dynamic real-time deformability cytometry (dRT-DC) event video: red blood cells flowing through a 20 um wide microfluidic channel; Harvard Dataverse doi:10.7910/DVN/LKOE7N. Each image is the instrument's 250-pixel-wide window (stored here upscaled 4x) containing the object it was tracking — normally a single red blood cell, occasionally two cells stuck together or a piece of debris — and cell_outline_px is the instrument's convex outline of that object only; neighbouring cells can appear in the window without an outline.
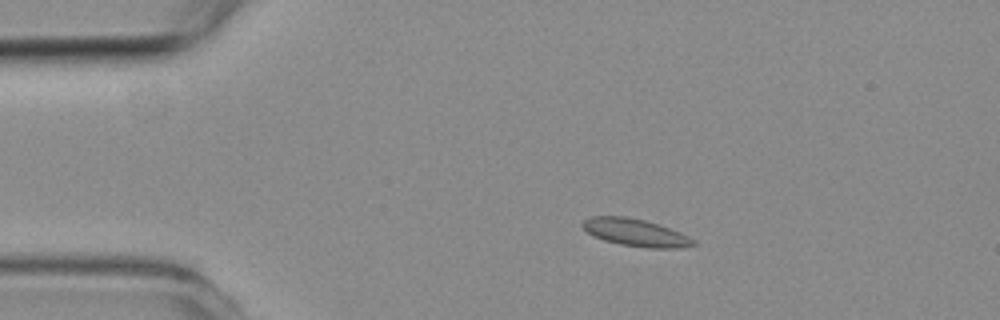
{"species": "common noctule bat (a hibernating species)", "species_latin": "Nyctalus noctula", "temperature_condition": "room temperature", "stored_images_in_passage": 5, "camera_frame_rate_fps": 3000, "um_per_image_px": 0.085, "animal": {"sex": "female", "body_mass_g": 19.3, "forearm_length_mm": 54.1}, "frame": {"image": 1, "passage_image": 3, "time_ms": 2.333, "image_size_px": [1000, 320], "cell_outline_px": [[696, 244], [676, 248], [644, 248], [620, 244], [604, 240], [588, 232], [580, 224], [584, 220], [592, 216], [628, 216], [644, 220], [680, 232], [696, 240]], "centroid_in_image_um": [54.02, 19.77], "position_along_channel_um": 31.0, "area_um2": 17.51}}